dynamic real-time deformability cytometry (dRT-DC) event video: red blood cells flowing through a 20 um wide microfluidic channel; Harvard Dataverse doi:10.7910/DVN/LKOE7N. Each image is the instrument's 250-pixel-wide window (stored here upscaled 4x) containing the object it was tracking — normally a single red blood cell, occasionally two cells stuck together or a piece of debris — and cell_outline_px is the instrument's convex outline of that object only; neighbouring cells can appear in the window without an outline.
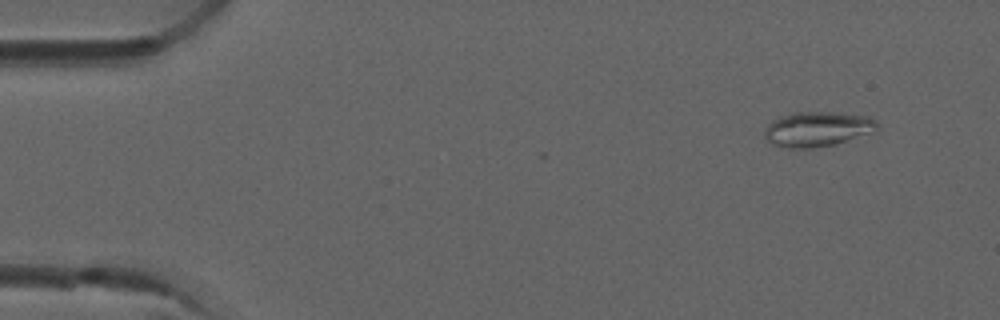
{"species": "common noctule bat (a hibernating species)", "species_latin": "Nyctalus noctula", "temperature_condition": "room temperature", "stored_images_in_passage": 4, "camera_frame_rate_fps": 3000, "um_per_image_px": 0.085, "animal": {"sex": "male", "forearm_length_mm": 52.5}, "frame": {"image": 1, "passage_image": 1, "time_ms": 0.0, "image_size_px": [1000, 320], "cell_outline_px": [[880, 128], [876, 132], [836, 144], [812, 148], [788, 148], [772, 144], [764, 140], [764, 128], [772, 120], [780, 116], [792, 112], [832, 112], [868, 116], [876, 120], [880, 124]], "centroid_in_image_um": [69.5, 10.97], "position_along_channel_um": 15.5, "area_um2": 23.47}}